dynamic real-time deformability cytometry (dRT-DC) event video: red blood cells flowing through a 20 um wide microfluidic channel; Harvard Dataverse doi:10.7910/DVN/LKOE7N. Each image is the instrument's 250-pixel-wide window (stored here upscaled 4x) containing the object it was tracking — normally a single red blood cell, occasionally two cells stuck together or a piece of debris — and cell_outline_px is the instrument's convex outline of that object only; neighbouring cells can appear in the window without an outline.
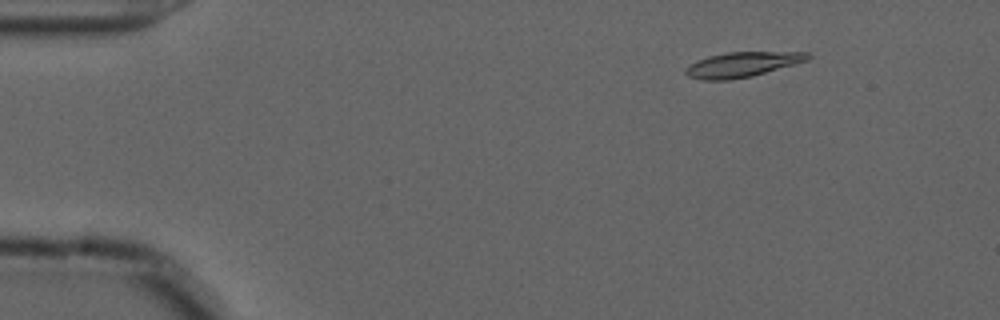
{"species": "common noctule bat (a hibernating species)", "species_latin": "Nyctalus noctula", "temperature_condition": "cold", "stored_images_in_passage": 49, "camera_frame_rate_fps": 3000, "um_per_image_px": 0.085, "animal": {"sex": "male", "forearm_length_mm": 52.5}, "frame": {"image": 1, "passage_image": 1, "time_ms": 0.0, "image_size_px": [1000, 320], "cell_outline_px": [[812, 56], [808, 60], [752, 76], [728, 80], [704, 80], [688, 76], [684, 72], [684, 68], [688, 64], [696, 60], [708, 56], [728, 52], [808, 52]], "centroid_in_image_um": [63.04, 5.48], "position_along_channel_um": 22.0, "area_um2": 17.8}}
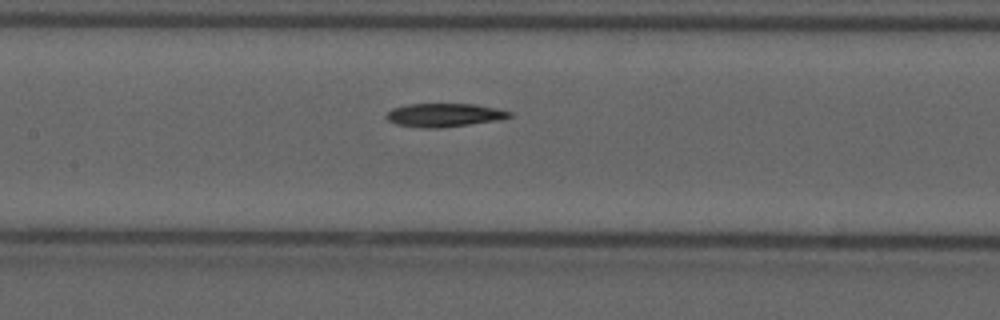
{"frame": {"image": 2, "passage_image": 20, "time_ms": 6.333, "image_size_px": [1000, 320], "cell_outline_px": [[512, 116], [496, 120], [440, 128], [420, 128], [396, 124], [388, 120], [384, 116], [384, 112], [392, 108], [408, 104], [476, 104], [496, 108], [512, 112]], "centroid_in_image_um": [37.68, 9.77], "position_along_channel_um": 169.7, "area_um2": 16.88}}
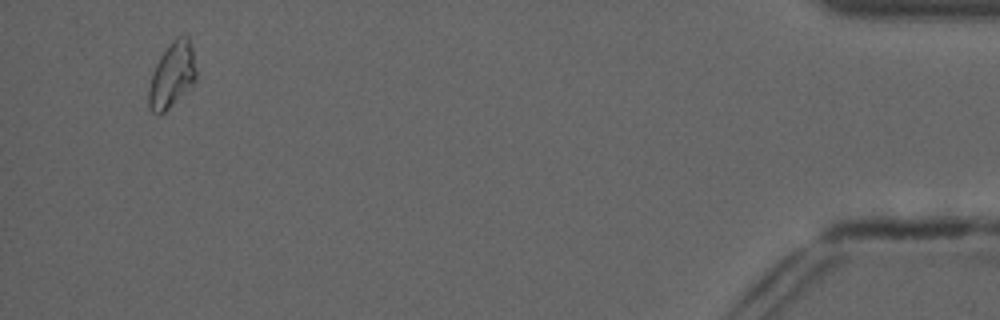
{"frame": {"image": 3, "passage_image": 47, "time_ms": 15.333, "image_size_px": [1000, 320], "cell_outline_px": [[196, 80], [160, 116], [156, 116], [148, 108], [148, 88], [156, 64], [160, 56], [172, 40], [176, 36], [188, 36], [192, 48], [196, 72]], "centroid_in_image_um": [14.59, 6.39], "position_along_channel_um": 420.6, "area_um2": 17.86}}